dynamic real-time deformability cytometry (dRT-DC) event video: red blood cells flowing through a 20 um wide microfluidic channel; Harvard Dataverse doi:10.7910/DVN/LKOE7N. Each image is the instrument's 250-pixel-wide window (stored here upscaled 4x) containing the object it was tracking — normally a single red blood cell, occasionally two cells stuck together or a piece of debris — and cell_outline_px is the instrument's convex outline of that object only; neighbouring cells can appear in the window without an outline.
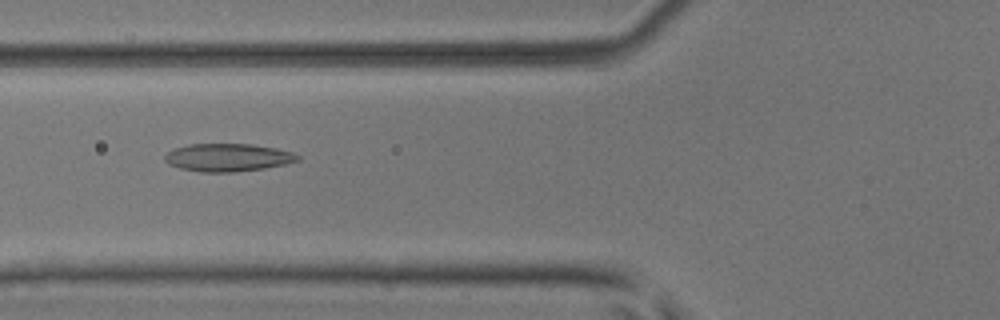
{"species": "common noctule bat (a hibernating species)", "species_latin": "Nyctalus noctula", "temperature_condition": "room temperature", "stored_images_in_passage": 46, "camera_frame_rate_fps": 3000, "um_per_image_px": 0.085, "animal": {"sex": "male", "body_mass_g": 17.9, "forearm_length_mm": 54.2}, "frame": {"image": 1, "passage_image": 18, "time_ms": 5.667, "image_size_px": [1000, 320], "cell_outline_px": [[300, 160], [284, 164], [264, 168], [232, 172], [200, 172], [180, 168], [168, 164], [164, 160], [164, 156], [172, 148], [188, 144], [252, 144], [276, 148], [292, 152], [300, 156]], "centroid_in_image_um": [19.33, 13.38], "position_along_channel_um": 106.5, "area_um2": 21.62}}
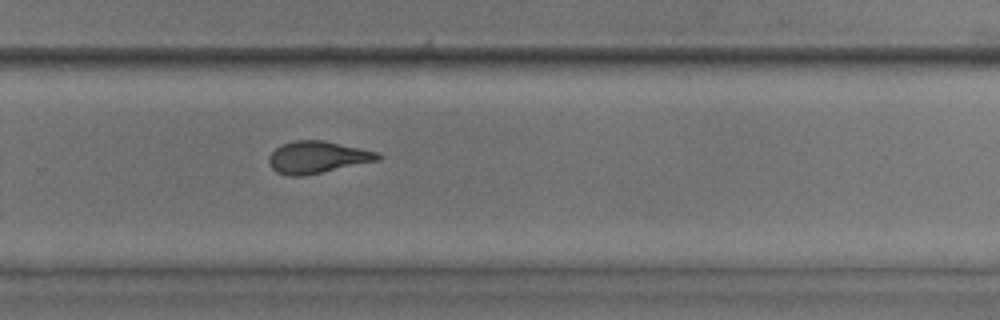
{"frame": {"image": 2, "passage_image": 33, "time_ms": 10.667, "image_size_px": [1000, 320], "cell_outline_px": [[380, 160], [304, 176], [288, 176], [276, 172], [268, 164], [268, 156], [280, 144], [296, 140], [324, 140], [380, 152]], "centroid_in_image_um": [26.96, 13.36], "position_along_channel_um": 302.8, "area_um2": 20.58}}
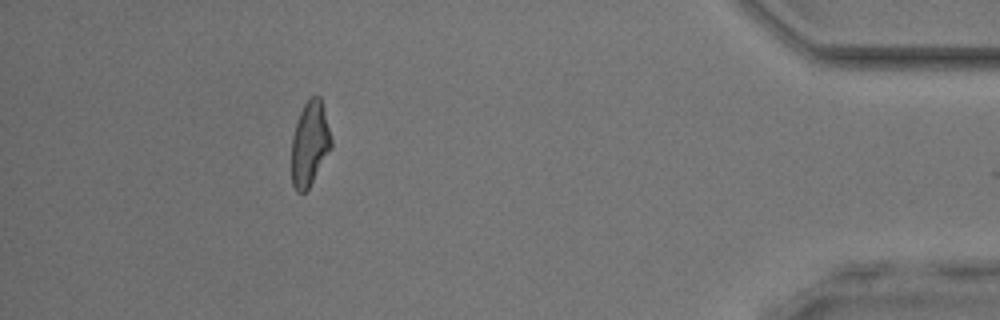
{"frame": {"image": 3, "passage_image": 45, "time_ms": 14.667, "image_size_px": [1000, 320], "cell_outline_px": [[332, 148], [308, 188], [304, 192], [296, 192], [292, 184], [292, 136], [300, 112], [304, 104], [312, 96], [320, 96], [332, 140]], "centroid_in_image_um": [26.33, 12.22], "position_along_channel_um": 408.9, "area_um2": 19.31}}